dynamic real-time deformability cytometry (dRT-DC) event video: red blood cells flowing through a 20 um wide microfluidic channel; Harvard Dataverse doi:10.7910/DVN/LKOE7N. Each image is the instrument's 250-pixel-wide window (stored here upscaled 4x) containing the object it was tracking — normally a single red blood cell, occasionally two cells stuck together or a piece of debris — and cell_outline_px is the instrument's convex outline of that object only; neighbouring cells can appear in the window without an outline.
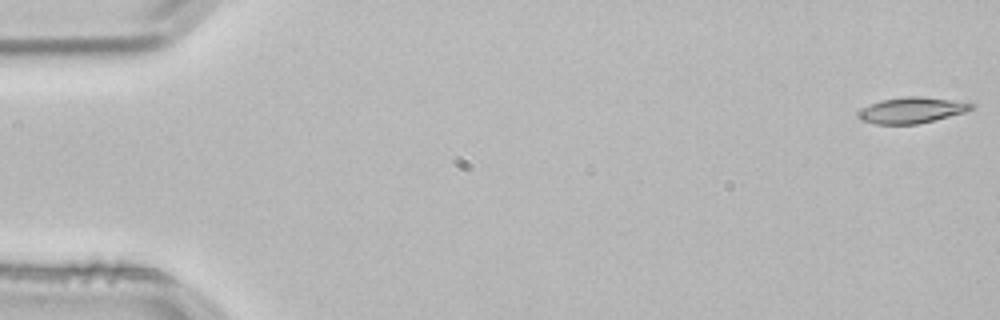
{"species": "common noctule bat (a hibernating species)", "species_latin": "Nyctalus noctula", "temperature_condition": "room temperature", "stored_images_in_passage": 17, "camera_frame_rate_fps": 3000, "um_per_image_px": 0.085, "animal": {"sex": "male", "body_mass_g": 21.5, "forearm_length_mm": 52.0}, "frame": {"image": 1, "passage_image": 1, "time_ms": 0.0, "image_size_px": [1000, 320], "cell_outline_px": [[976, 108], [964, 112], [916, 124], [876, 124], [860, 120], [860, 112], [864, 108], [880, 100], [908, 96], [920, 96], [952, 100], [976, 104]], "centroid_in_image_um": [77.54, 9.36], "position_along_channel_um": 7.5, "area_um2": 16.7}}
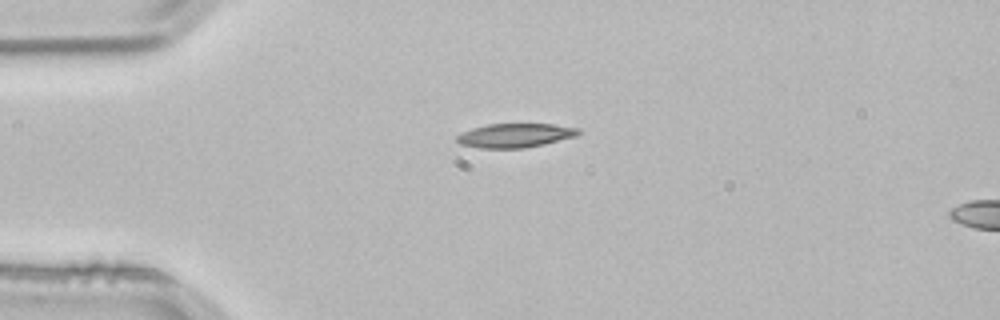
{"frame": {"image": 2, "passage_image": 13, "time_ms": 4.0, "image_size_px": [1000, 320], "cell_outline_px": [[580, 132], [576, 136], [544, 144], [524, 148], [480, 148], [460, 144], [456, 140], [456, 136], [472, 128], [488, 124], [552, 124], [580, 128]], "centroid_in_image_um": [43.79, 11.51], "position_along_channel_um": 41.2, "area_um2": 16.94}}